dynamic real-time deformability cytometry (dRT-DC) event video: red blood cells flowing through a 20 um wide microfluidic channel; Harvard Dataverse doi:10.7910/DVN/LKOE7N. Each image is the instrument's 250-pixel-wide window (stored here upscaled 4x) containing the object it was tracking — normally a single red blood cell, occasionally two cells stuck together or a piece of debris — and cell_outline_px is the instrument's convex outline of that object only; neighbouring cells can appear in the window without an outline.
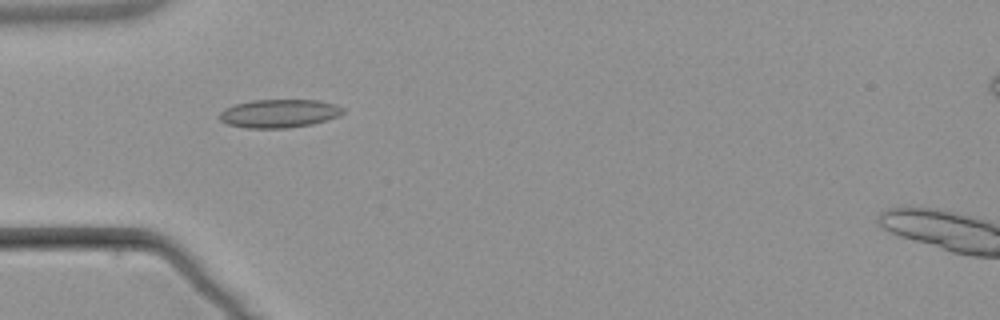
{"species": "common noctule bat (a hibernating species)", "species_latin": "Nyctalus noctula", "temperature_condition": "warm", "stored_images_in_passage": 7, "camera_frame_rate_fps": 3000, "um_per_image_px": 0.085, "animal": {"sex": "male", "body_mass_g": 21.5, "forearm_length_mm": 52.0}, "frame": {"image": 1, "passage_image": 4, "time_ms": 4.667, "image_size_px": [1000, 320], "cell_outline_px": [[344, 112], [340, 116], [312, 124], [288, 128], [244, 128], [228, 124], [220, 120], [216, 116], [224, 108], [236, 104], [252, 100], [320, 100], [336, 104], [344, 108]], "centroid_in_image_um": [23.72, 9.64], "position_along_channel_um": 61.3, "area_um2": 20.63}}
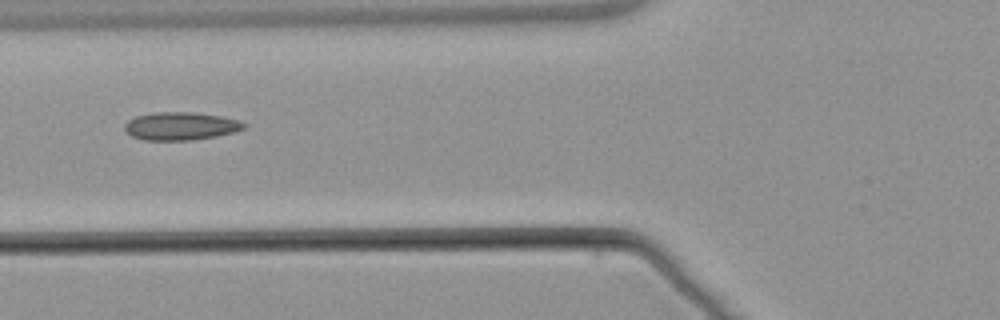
{"frame": {"image": 2, "passage_image": 5, "time_ms": 6.0, "image_size_px": [1000, 320], "cell_outline_px": [[248, 124], [244, 128], [236, 132], [216, 136], [192, 140], [144, 140], [132, 136], [124, 128], [124, 124], [128, 120], [136, 116], [152, 112], [192, 112], [220, 116], [236, 120]], "centroid_in_image_um": [15.35, 10.72], "position_along_channel_um": 110.5, "area_um2": 19.42}}